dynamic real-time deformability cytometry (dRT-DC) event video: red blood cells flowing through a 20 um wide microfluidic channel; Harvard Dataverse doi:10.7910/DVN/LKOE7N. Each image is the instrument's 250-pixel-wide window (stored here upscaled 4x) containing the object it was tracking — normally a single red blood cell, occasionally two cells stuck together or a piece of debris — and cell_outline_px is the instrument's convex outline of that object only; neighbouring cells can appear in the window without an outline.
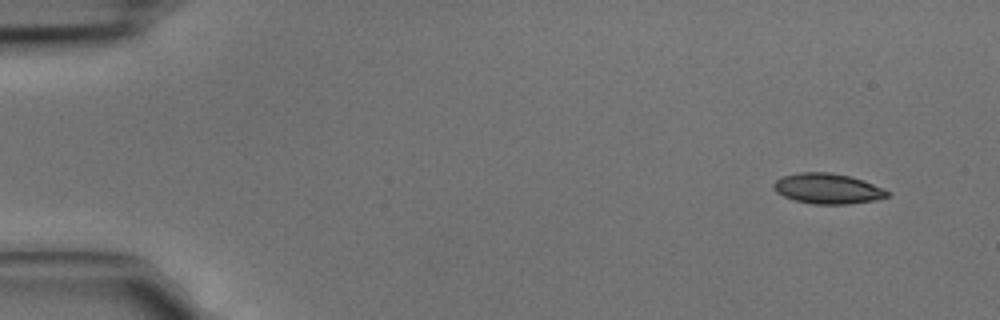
{"species": "common noctule bat (a hibernating species)", "species_latin": "Nyctalus noctula", "temperature_condition": "cold", "stored_images_in_passage": 5, "camera_frame_rate_fps": 3000, "um_per_image_px": 0.085, "animal": {"sex": "male", "body_mass_g": 15.6}, "frame": {"image": 1, "passage_image": 1, "time_ms": 0.0, "image_size_px": [1000, 320], "cell_outline_px": [[892, 192], [888, 196], [876, 200], [848, 204], [812, 204], [796, 200], [784, 196], [776, 192], [772, 188], [772, 184], [776, 180], [784, 176], [800, 172], [828, 172], [848, 176], [864, 180]], "centroid_in_image_um": [70.36, 16.03], "position_along_channel_um": 14.6, "area_um2": 20.11}}
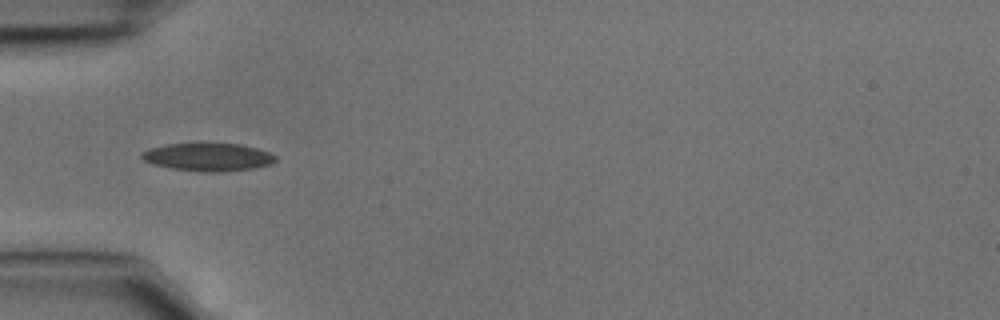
{"frame": {"image": 2, "passage_image": 4, "time_ms": 1.0, "image_size_px": [1000, 320], "cell_outline_px": [[276, 160], [272, 164], [252, 168], [220, 172], [200, 172], [172, 168], [152, 164], [144, 160], [140, 156], [140, 152], [148, 148], [164, 144], [240, 144], [256, 148], [268, 152], [276, 156]], "centroid_in_image_um": [17.64, 13.35], "position_along_channel_um": 67.4, "area_um2": 21.73}}